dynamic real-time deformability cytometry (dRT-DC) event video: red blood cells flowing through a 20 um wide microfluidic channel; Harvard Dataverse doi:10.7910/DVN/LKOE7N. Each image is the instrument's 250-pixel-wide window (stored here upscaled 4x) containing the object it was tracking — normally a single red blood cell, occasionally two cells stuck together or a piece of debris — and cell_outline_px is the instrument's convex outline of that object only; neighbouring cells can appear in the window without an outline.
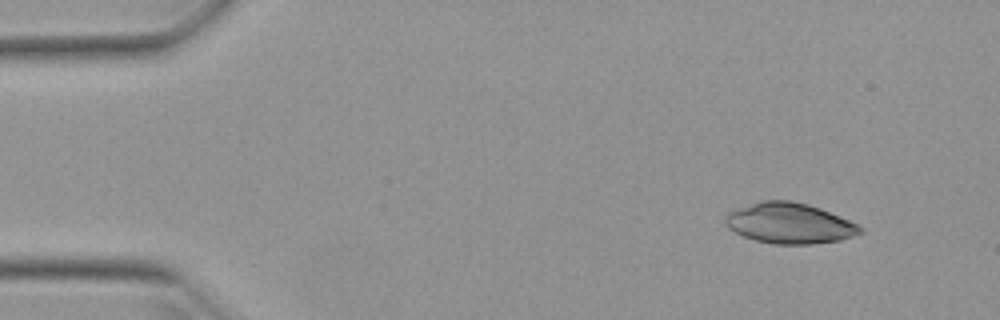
{"species": "Egyptian fruit bat (a non-hibernating species)", "species_latin": "Rousettus aegyptiacus", "temperature_condition": "warm", "stored_images_in_passage": 47, "camera_frame_rate_fps": 3000, "um_per_image_px": 0.085, "animal": {"sex": "female"}, "frame": {"image": 1, "passage_image": 1, "time_ms": 0.0, "image_size_px": [1000, 320], "cell_outline_px": [[864, 232], [840, 240], [812, 244], [772, 244], [756, 240], [744, 236], [728, 228], [724, 224], [724, 216], [728, 212], [760, 200], [788, 200], [808, 204], [820, 208], [848, 220], [864, 228]], "centroid_in_image_um": [67.09, 18.98], "position_along_channel_um": 17.9, "area_um2": 31.85}}
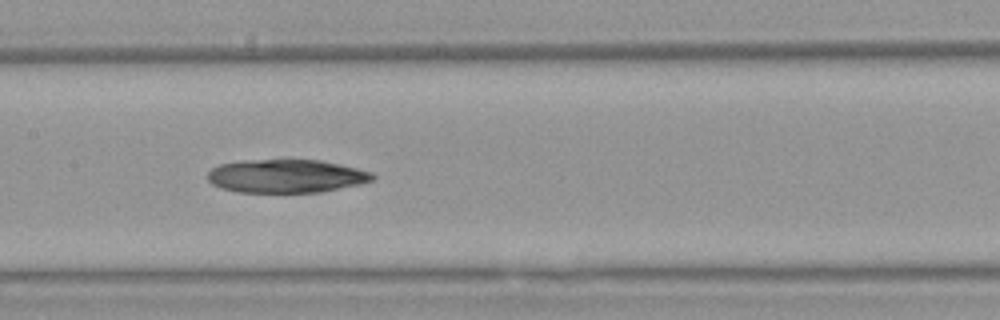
{"frame": {"image": 2, "passage_image": 21, "time_ms": 6.667, "image_size_px": [1000, 320], "cell_outline_px": [[376, 176], [372, 180], [360, 184], [320, 192], [236, 192], [220, 188], [212, 184], [208, 180], [208, 172], [212, 168], [220, 164], [244, 160], [320, 160], [340, 164], [372, 172]], "centroid_in_image_um": [24.31, 14.97], "position_along_channel_um": 183.1, "area_um2": 32.02}}
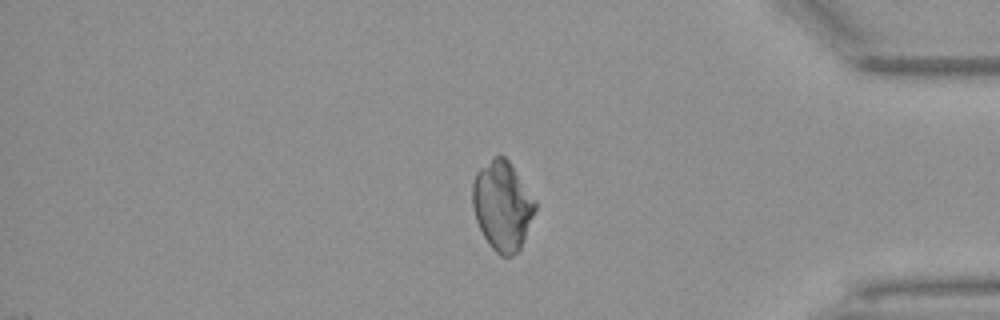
{"frame": {"image": 3, "passage_image": 39, "time_ms": 12.667, "image_size_px": [1000, 320], "cell_outline_px": [[536, 208], [520, 248], [512, 256], [500, 256], [488, 244], [476, 220], [472, 204], [472, 184], [476, 172], [480, 168], [496, 156], [504, 156], [508, 160], [536, 200]], "centroid_in_image_um": [42.69, 17.49], "position_along_channel_um": 392.5, "area_um2": 32.25}}